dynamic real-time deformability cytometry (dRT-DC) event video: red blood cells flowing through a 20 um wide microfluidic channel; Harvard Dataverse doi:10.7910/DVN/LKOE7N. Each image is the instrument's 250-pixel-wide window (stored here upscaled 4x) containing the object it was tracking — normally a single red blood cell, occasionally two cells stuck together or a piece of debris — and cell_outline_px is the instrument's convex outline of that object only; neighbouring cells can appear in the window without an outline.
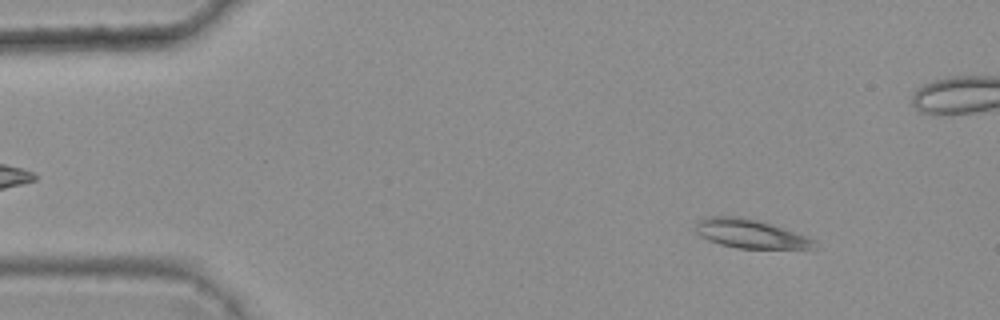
{"species": "common noctule bat (a hibernating species)", "species_latin": "Nyctalus noctula", "temperature_condition": "warm", "stored_images_in_passage": 5, "camera_frame_rate_fps": 3000, "um_per_image_px": 0.085, "animal": {"sex": "female", "body_mass_g": 25.1}, "frame": {"image": 1, "passage_image": 1, "time_ms": 0.0, "image_size_px": [1000, 320], "cell_outline_px": [[816, 248], [736, 248], [720, 244], [708, 240], [696, 232], [692, 228], [696, 220], [704, 216], [736, 216], [756, 220], [808, 236], [816, 240]], "centroid_in_image_um": [63.7, 19.86], "position_along_channel_um": 21.3, "area_um2": 19.94}}